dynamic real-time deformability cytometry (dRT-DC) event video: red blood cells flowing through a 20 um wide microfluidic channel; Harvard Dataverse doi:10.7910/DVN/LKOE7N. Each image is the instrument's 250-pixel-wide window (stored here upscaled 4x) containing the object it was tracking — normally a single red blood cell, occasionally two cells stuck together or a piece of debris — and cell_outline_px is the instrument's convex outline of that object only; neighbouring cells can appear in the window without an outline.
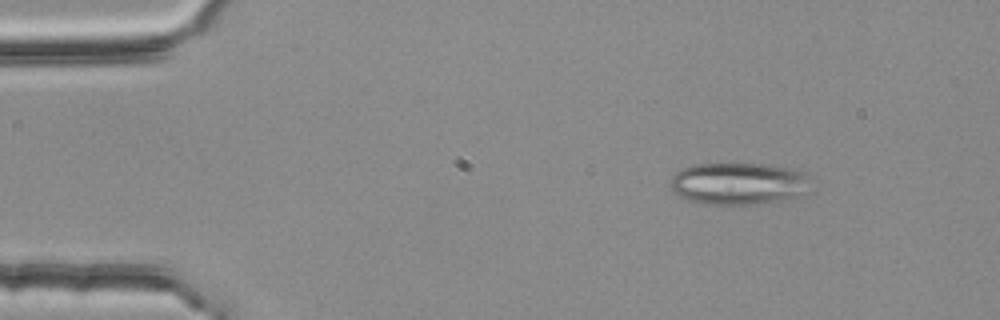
{"species": "common noctule bat (a hibernating species)", "species_latin": "Nyctalus noctula", "temperature_condition": "room temperature", "stored_images_in_passage": 50, "segment_of_instrument_passage": [1, 2], "camera_frame_rate_fps": 3000, "um_per_image_px": 0.085, "animal": {"sex": "female", "body_mass_g": 25.1}, "frame": {"image": 1, "passage_image": 3, "time_ms": 0.667, "image_size_px": [1000, 320], "cell_outline_px": [[808, 192], [804, 196], [756, 204], [704, 204], [688, 200], [672, 192], [672, 176], [680, 168], [692, 164], [768, 164], [792, 168], [804, 172], [808, 176]], "centroid_in_image_um": [62.79, 15.6], "position_along_channel_um": 22.2, "area_um2": 34.68}}